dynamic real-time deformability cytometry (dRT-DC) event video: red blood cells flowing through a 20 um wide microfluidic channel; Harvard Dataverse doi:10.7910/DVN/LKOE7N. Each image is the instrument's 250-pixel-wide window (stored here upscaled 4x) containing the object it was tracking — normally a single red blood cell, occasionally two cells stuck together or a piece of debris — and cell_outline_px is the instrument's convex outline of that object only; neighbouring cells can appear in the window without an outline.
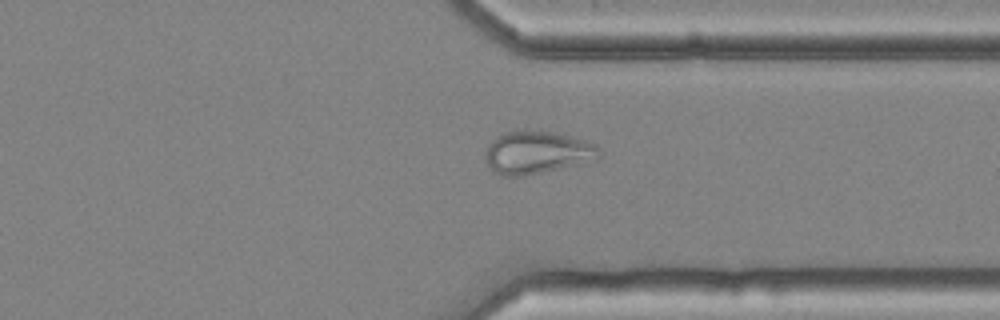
{"species": "common noctule bat (a hibernating species)", "species_latin": "Nyctalus noctula", "temperature_condition": "cold", "stored_images_in_passage": 48, "camera_frame_rate_fps": 3000, "um_per_image_px": 0.085, "animal": {"sex": "female", "body_mass_g": 25.1}, "frame": {"image": 1, "passage_image": 35, "time_ms": 11.333, "image_size_px": [1000, 320], "cell_outline_px": [[600, 156], [596, 160], [524, 176], [500, 176], [492, 172], [488, 168], [484, 156], [484, 152], [488, 144], [496, 136], [504, 132], [516, 128], [524, 128], [552, 132], [584, 140], [596, 144], [600, 148]], "centroid_in_image_um": [45.57, 12.94], "position_along_channel_um": 365.8, "area_um2": 29.07}, "authors_computed_cell_mechanics": {"area_um2": 29.0445, "velocity_mm_per_s": 3.6089, "shape_relaxation_time_tau1_ms": null, "shape_relaxation_time_tau2_ms": 1.9677, "deformation_change_tau1": null, "deformation_change_tau2": 0.0791}}